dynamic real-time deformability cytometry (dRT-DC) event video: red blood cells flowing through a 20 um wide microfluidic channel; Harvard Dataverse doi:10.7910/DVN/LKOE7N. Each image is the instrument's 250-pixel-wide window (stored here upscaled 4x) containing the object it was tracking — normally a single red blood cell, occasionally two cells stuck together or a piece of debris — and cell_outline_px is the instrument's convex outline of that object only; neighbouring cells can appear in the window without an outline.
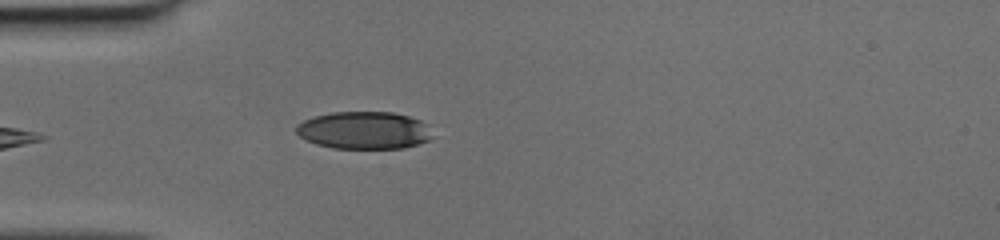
{"species": "human", "species_latin": "Homo sapiens", "temperature_condition": "cold", "stored_images_in_passage": 39, "camera_frame_rate_fps": 3000, "um_per_image_px": 0.085, "donor": {"sex": "female"}, "frame": {"image": 1, "passage_image": 5, "time_ms": 1.333, "image_size_px": [1000, 240], "cell_outline_px": [[432, 136], [428, 140], [404, 148], [332, 148], [316, 144], [300, 136], [296, 132], [296, 124], [304, 120], [316, 116], [332, 112], [392, 112], [408, 116], [420, 120], [428, 124]], "centroid_in_image_um": [30.95, 11.07], "position_along_channel_um": 54.1, "area_um2": 29.65}}
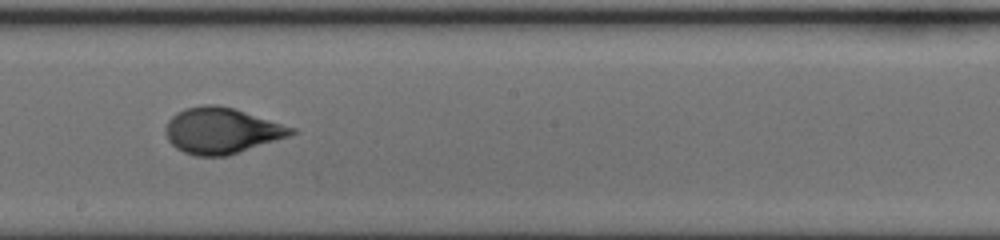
{"frame": {"image": 2, "passage_image": 18, "time_ms": 5.667, "image_size_px": [1000, 240], "cell_outline_px": [[300, 132], [228, 156], [196, 156], [184, 152], [176, 148], [168, 140], [168, 120], [176, 112], [184, 108], [204, 104], [216, 104], [232, 108], [296, 128]], "centroid_in_image_um": [18.85, 11.1], "position_along_channel_um": 229.3, "area_um2": 33.35}}
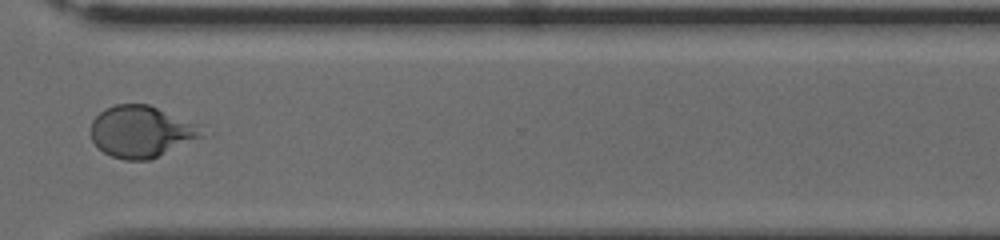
{"frame": {"image": 3, "passage_image": 27, "time_ms": 8.667, "image_size_px": [1000, 240], "cell_outline_px": [[208, 136], [148, 160], [124, 160], [112, 156], [104, 152], [92, 140], [92, 120], [104, 108], [116, 104], [148, 104], [196, 124]], "centroid_in_image_um": [12.03, 11.19], "position_along_channel_um": 358.6, "area_um2": 33.23}}